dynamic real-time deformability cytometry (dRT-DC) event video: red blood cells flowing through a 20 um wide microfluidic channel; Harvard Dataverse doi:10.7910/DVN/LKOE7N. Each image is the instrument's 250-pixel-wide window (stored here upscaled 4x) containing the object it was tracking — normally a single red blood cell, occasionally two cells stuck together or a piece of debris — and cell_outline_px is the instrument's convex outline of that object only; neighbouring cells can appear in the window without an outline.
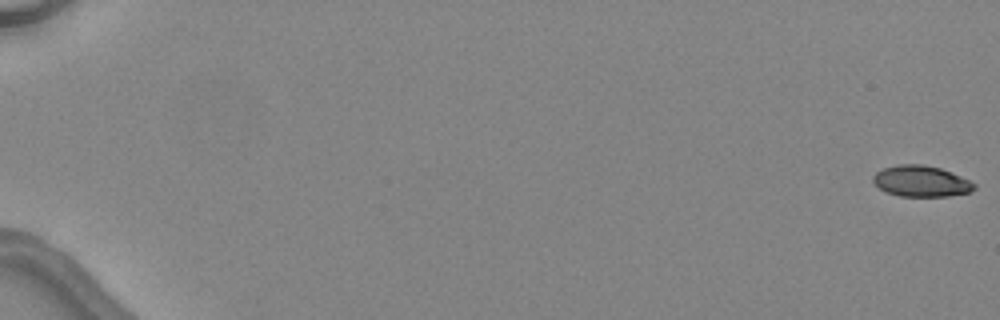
{"species": "common noctule bat (a hibernating species)", "species_latin": "Nyctalus noctula", "temperature_condition": "warm", "stored_images_in_passage": 5, "camera_frame_rate_fps": 3000, "um_per_image_px": 0.085, "animal": {"sex": "female", "body_mass_g": 24.6, "forearm_length_mm": 56.2}, "frame": {"image": 1, "passage_image": 1, "time_ms": 0.0, "image_size_px": [1000, 320], "cell_outline_px": [[976, 188], [968, 192], [948, 196], [900, 196], [884, 192], [872, 180], [872, 176], [876, 172], [884, 168], [896, 164], [924, 164], [940, 168], [960, 176], [976, 184]], "centroid_in_image_um": [78.26, 15.4], "position_along_channel_um": 6.7, "area_um2": 18.26}}
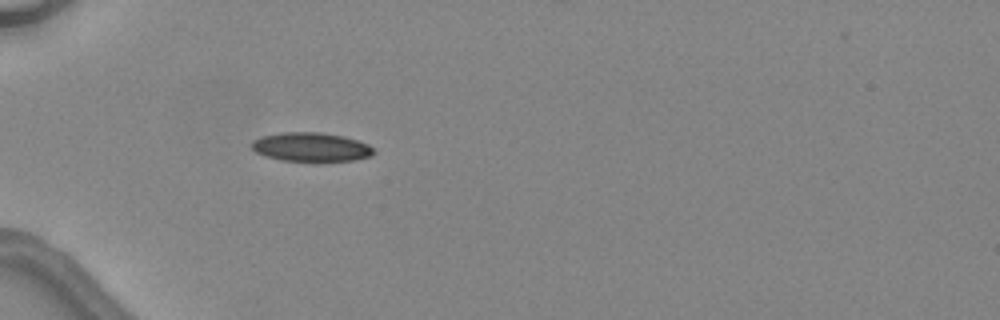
{"frame": {"image": 2, "passage_image": 5, "time_ms": 5.667, "image_size_px": [1000, 320], "cell_outline_px": [[376, 152], [372, 156], [352, 160], [320, 164], [316, 164], [280, 160], [264, 156], [256, 152], [252, 148], [252, 140], [260, 136], [280, 132], [320, 132], [344, 136], [368, 144]], "centroid_in_image_um": [26.44, 12.54], "position_along_channel_um": 58.6, "area_um2": 21.56}}